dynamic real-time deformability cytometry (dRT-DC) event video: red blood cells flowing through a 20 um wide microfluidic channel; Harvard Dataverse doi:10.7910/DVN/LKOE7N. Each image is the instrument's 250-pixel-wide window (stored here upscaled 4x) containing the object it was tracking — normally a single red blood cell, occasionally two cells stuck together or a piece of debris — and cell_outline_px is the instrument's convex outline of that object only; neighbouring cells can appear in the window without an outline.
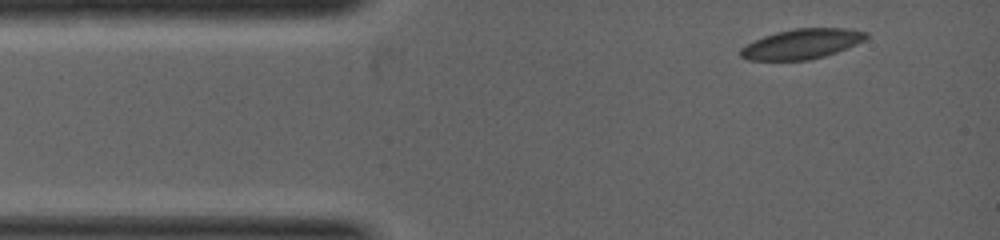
{"species": "common noctule bat (a hibernating species)", "species_latin": "Nyctalus noctula", "temperature_condition": "warm", "stored_images_in_passage": 3, "camera_frame_rate_fps": 5000, "um_per_image_px": 0.085, "animal": {"sex": "female", "body_mass_g": 19.0, "forearm_length_mm": 53.3}, "frame": {"image": 1, "passage_image": 1, "time_ms": 0.0, "image_size_px": [1000, 240], "cell_outline_px": [[868, 36], [864, 40], [856, 44], [836, 52], [824, 56], [808, 60], [748, 60], [740, 56], [740, 48], [764, 36], [776, 32], [796, 28], [844, 28], [868, 32]], "centroid_in_image_um": [68.15, 3.73], "position_along_channel_um": 16.8, "area_um2": 21.73}}